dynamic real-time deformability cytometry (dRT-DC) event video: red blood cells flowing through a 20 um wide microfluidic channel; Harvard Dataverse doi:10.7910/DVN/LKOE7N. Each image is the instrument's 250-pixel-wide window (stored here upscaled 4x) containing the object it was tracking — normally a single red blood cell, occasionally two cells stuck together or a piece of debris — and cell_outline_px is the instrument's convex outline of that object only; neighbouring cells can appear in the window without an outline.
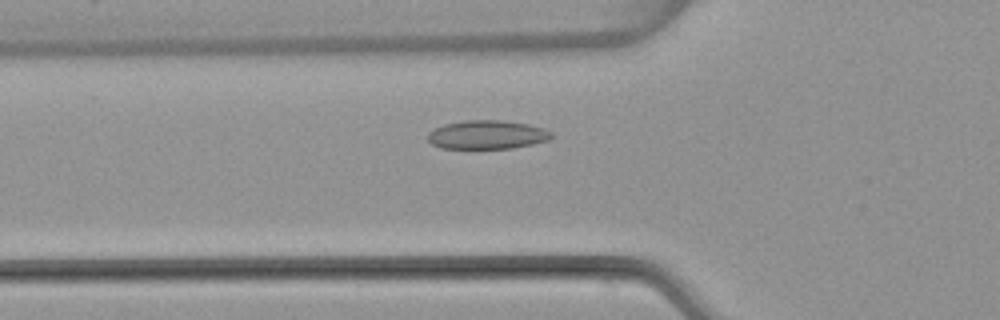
{"species": "common noctule bat (a hibernating species)", "species_latin": "Nyctalus noctula", "temperature_condition": "warm", "stored_images_in_passage": 40, "camera_frame_rate_fps": 3000, "um_per_image_px": 0.085, "animal": {"sex": "female", "body_mass_g": 22.7, "forearm_length_mm": 54.2}, "frame": {"image": 1, "passage_image": 6, "time_ms": 1.667, "image_size_px": [1000, 320], "cell_outline_px": [[552, 136], [548, 140], [532, 144], [512, 148], [440, 148], [432, 144], [428, 140], [428, 132], [444, 124], [464, 120], [500, 120], [528, 124], [544, 128], [552, 132]], "centroid_in_image_um": [41.4, 11.44], "position_along_channel_um": 84.4, "area_um2": 20.63}}
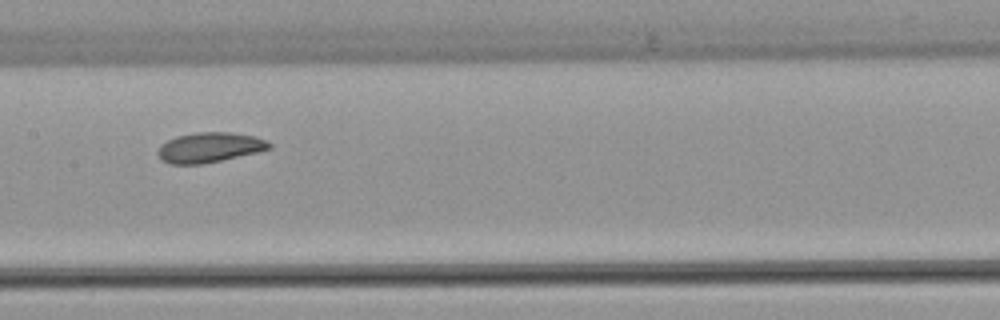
{"frame": {"image": 2, "passage_image": 14, "time_ms": 4.333, "image_size_px": [1000, 320], "cell_outline_px": [[272, 148], [256, 152], [220, 160], [200, 164], [168, 164], [160, 160], [156, 152], [160, 144], [176, 136], [196, 132], [228, 132], [252, 136], [264, 140], [272, 144]], "centroid_in_image_um": [17.73, 12.53], "position_along_channel_um": 189.7, "area_um2": 19.36}}
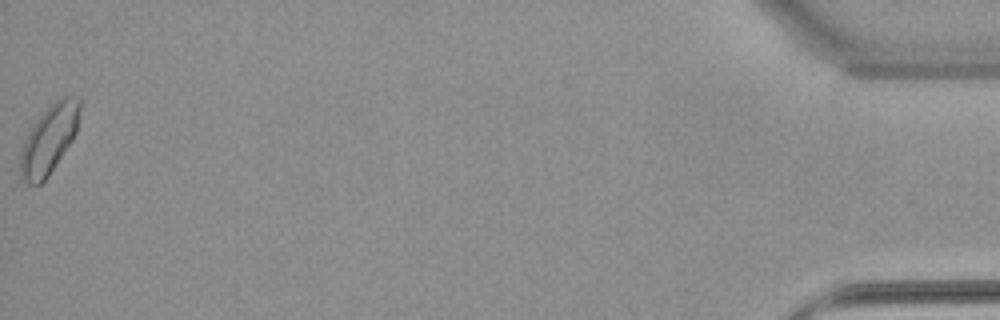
{"frame": {"image": 3, "passage_image": 40, "time_ms": 13.0, "image_size_px": [1000, 320], "cell_outline_px": [[80, 108], [76, 132], [72, 140], [48, 176], [40, 184], [28, 184], [20, 176], [20, 152], [24, 140], [28, 132], [36, 120], [64, 92], [80, 96]], "centroid_in_image_um": [4.19, 11.79], "position_along_channel_um": 431.0, "area_um2": 23.81}, "authors_computed_cell_mechanics": {"area_um2": 19.5942, "velocity_mm_per_s": 3.9321, "shape_relaxation_time_tau1_ms": null, "shape_relaxation_time_tau2_ms": 4.2528, "deformation_change_tau1": null, "deformation_change_tau2": 0.0988}}